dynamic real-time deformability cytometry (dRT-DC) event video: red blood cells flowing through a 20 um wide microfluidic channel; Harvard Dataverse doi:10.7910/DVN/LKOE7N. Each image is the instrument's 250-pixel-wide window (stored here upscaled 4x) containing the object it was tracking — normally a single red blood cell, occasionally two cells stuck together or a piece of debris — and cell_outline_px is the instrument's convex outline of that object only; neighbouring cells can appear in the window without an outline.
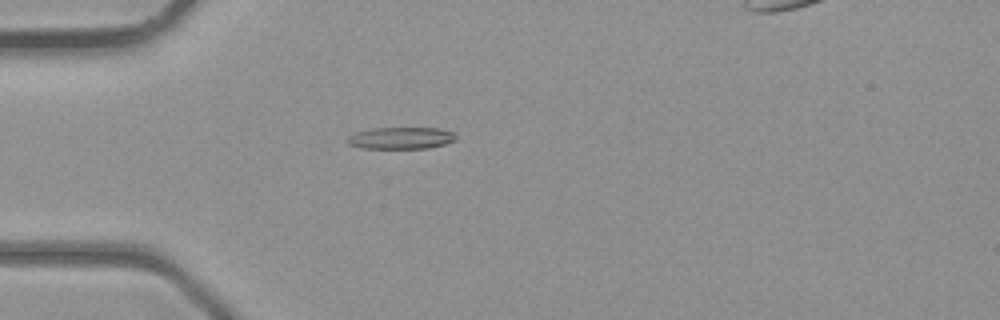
{"species": "common noctule bat (a hibernating species)", "species_latin": "Nyctalus noctula", "temperature_condition": "room temperature", "stored_images_in_passage": 4, "camera_frame_rate_fps": 3000, "um_per_image_px": 0.085, "animal": {"sex": "male", "body_mass_g": 23.1, "forearm_length_mm": 52.7}, "frame": {"image": 1, "passage_image": 4, "time_ms": 3.333, "image_size_px": [1000, 320], "cell_outline_px": [[456, 140], [444, 144], [428, 148], [360, 148], [348, 144], [344, 140], [348, 136], [356, 132], [372, 128], [440, 128], [452, 132], [456, 136]], "centroid_in_image_um": [34.04, 11.73], "position_along_channel_um": 51.0, "area_um2": 13.87}}